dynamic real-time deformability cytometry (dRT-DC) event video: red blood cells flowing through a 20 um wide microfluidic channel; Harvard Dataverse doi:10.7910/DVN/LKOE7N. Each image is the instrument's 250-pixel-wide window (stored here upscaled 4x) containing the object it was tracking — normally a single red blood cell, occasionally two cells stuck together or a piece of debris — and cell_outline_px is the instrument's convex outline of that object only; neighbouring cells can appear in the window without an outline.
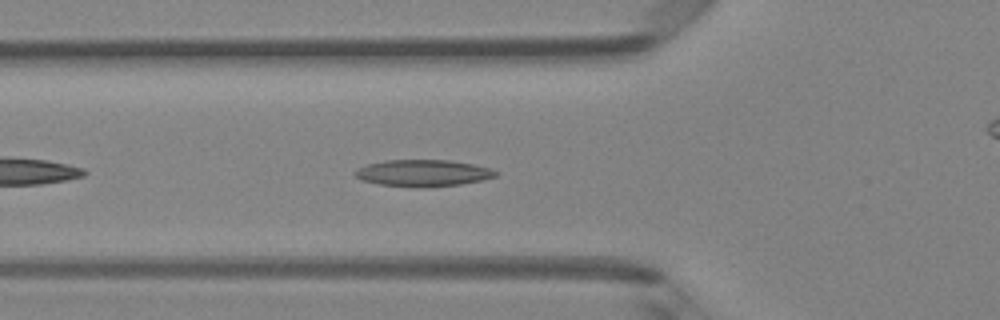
{"species": "Egyptian fruit bat (a non-hibernating species)", "species_latin": "Rousettus aegyptiacus", "temperature_condition": "room temperature", "stored_images_in_passage": 37, "camera_frame_rate_fps": 3000, "um_per_image_px": 0.085, "animal": {"sex": "female"}, "frame": {"image": 1, "passage_image": 5, "time_ms": 1.333, "image_size_px": [1000, 320], "cell_outline_px": [[500, 172], [496, 176], [484, 180], [460, 184], [428, 188], [424, 188], [380, 184], [360, 180], [352, 172], [356, 168], [368, 164], [384, 160], [448, 160], [472, 164], [492, 168]], "centroid_in_image_um": [35.97, 14.71], "position_along_channel_um": 89.8, "area_um2": 22.14}}
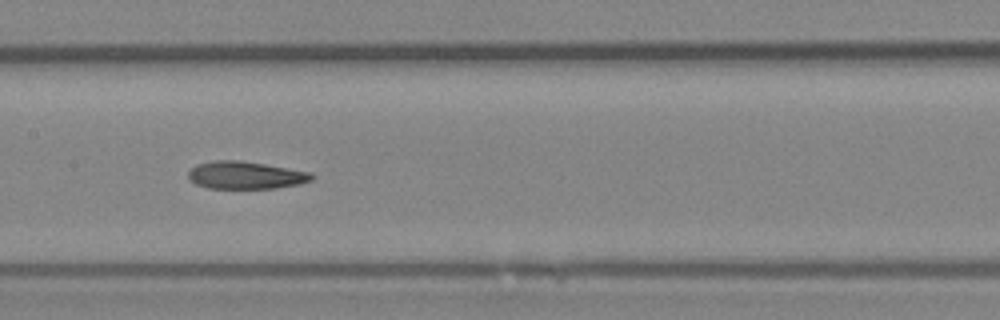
{"frame": {"image": 2, "passage_image": 12, "time_ms": 3.667, "image_size_px": [1000, 320], "cell_outline_px": [[316, 176], [312, 180], [300, 184], [276, 188], [208, 188], [196, 184], [188, 180], [188, 172], [196, 164], [216, 160], [240, 160], [312, 172]], "centroid_in_image_um": [20.89, 14.89], "position_along_channel_um": 186.5, "area_um2": 19.94}}
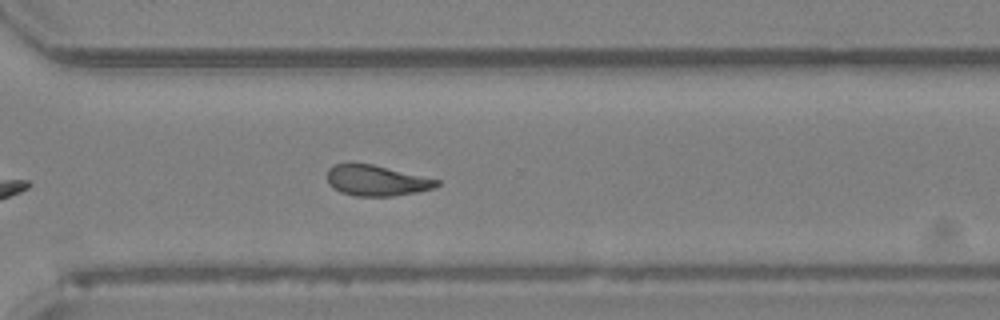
{"frame": {"image": 3, "passage_image": 23, "time_ms": 7.333, "image_size_px": [1000, 320], "cell_outline_px": [[440, 184], [436, 188], [416, 192], [392, 196], [356, 196], [340, 192], [332, 188], [328, 184], [328, 168], [336, 164], [352, 160], [372, 164], [440, 180]], "centroid_in_image_um": [31.96, 15.32], "position_along_channel_um": 338.6, "area_um2": 20.0}, "authors_computed_cell_mechanics": {"area_um2": 20.2878, "velocity_mm_per_s": 4.1446, "shape_relaxation_time_tau1_ms": null, "shape_relaxation_time_tau2_ms": 3.1921, "deformation_change_tau1": null, "deformation_change_tau2": 0.1141}}